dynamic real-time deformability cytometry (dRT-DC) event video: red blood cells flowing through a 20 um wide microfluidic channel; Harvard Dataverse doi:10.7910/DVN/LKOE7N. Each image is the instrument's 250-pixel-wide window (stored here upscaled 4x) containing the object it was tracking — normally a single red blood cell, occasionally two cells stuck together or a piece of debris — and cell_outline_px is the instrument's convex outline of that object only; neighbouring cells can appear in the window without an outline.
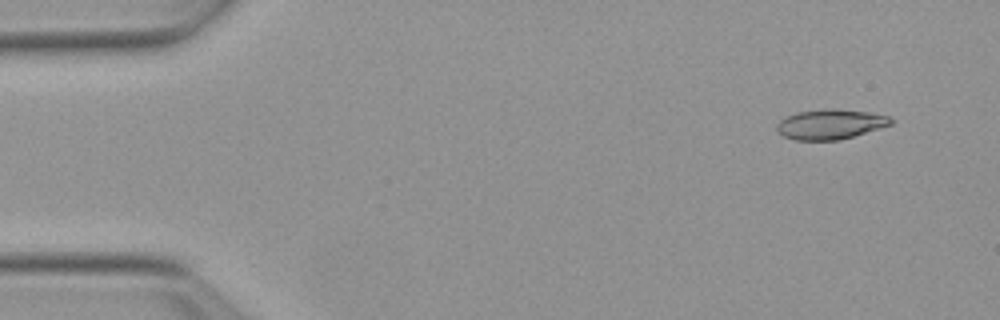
{"species": "Egyptian fruit bat (a non-hibernating species)", "species_latin": "Rousettus aegyptiacus", "temperature_condition": "warm", "stored_images_in_passage": 14, "camera_frame_rate_fps": 3000, "um_per_image_px": 0.085, "animal": {"sex": "female"}, "frame": {"image": 1, "passage_image": 4, "time_ms": 1.0, "image_size_px": [1000, 320], "cell_outline_px": [[892, 124], [840, 140], [796, 140], [784, 136], [776, 128], [776, 124], [780, 120], [796, 112], [868, 112], [888, 116], [892, 120]], "centroid_in_image_um": [70.55, 10.62], "position_along_channel_um": 14.4, "area_um2": 18.61}}